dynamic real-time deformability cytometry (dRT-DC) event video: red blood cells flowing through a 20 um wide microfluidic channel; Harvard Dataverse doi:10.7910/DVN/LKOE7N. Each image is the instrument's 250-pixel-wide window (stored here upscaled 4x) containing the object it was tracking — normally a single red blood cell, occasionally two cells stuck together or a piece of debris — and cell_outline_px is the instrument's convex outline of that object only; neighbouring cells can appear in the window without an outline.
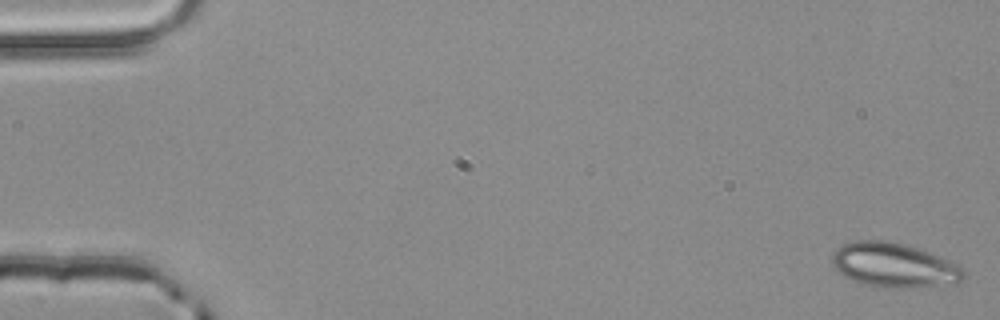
{"species": "common noctule bat (a hibernating species)", "species_latin": "Nyctalus noctula", "temperature_condition": "room temperature", "stored_images_in_passage": 5, "camera_frame_rate_fps": 3000, "um_per_image_px": 0.085, "animal": {"sex": "male", "body_mass_g": 20.4}, "frame": {"image": 1, "passage_image": 1, "time_ms": 0.0, "image_size_px": [1000, 320], "cell_outline_px": [[964, 276], [956, 284], [908, 288], [884, 288], [864, 284], [844, 276], [832, 264], [832, 256], [844, 244], [856, 240], [884, 240], [904, 244], [928, 252], [960, 264], [964, 268]], "centroid_in_image_um": [76.04, 22.56], "position_along_channel_um": 9.0, "area_um2": 33.99}}